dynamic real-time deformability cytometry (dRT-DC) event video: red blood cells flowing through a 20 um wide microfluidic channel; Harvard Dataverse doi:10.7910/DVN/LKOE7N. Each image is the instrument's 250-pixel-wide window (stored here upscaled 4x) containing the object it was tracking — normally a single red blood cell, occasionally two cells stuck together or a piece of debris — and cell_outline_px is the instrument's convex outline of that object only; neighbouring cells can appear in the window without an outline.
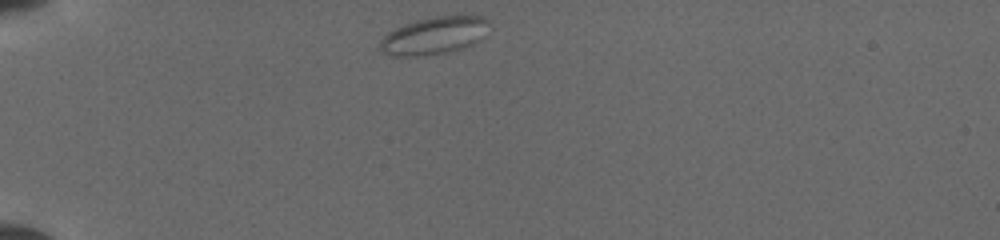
{"species": "common noctule bat (a hibernating species)", "species_latin": "Nyctalus noctula", "temperature_condition": "cold", "stored_images_in_passage": 4, "camera_frame_rate_fps": 3000, "um_per_image_px": 0.085, "animal": {"sex": "female", "body_mass_g": 19.5, "forearm_length_mm": 54.1}, "frame": {"image": 1, "passage_image": 1, "time_ms": 0.0, "image_size_px": [1000, 240], "cell_outline_px": [[484, 20], [472, 44], [464, 48], [448, 52], [412, 56], [396, 56], [384, 52], [380, 48], [380, 40], [388, 32], [396, 28], [420, 20], [436, 16], [480, 16]], "centroid_in_image_um": [36.72, 3.05], "position_along_channel_um": 48.3, "area_um2": 22.2}}
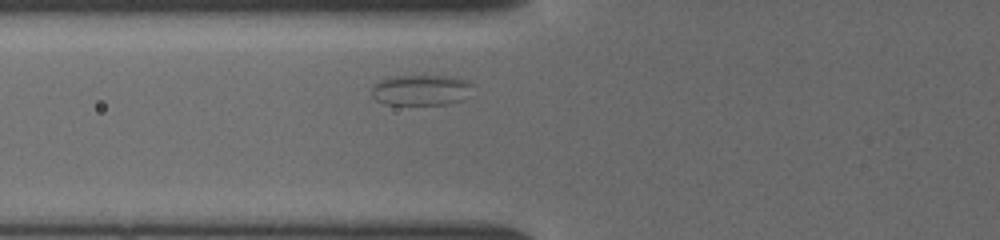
{"frame": {"image": 2, "passage_image": 4, "time_ms": 2.0, "image_size_px": [1000, 240], "cell_outline_px": [[472, 84], [460, 100], [444, 104], [384, 104], [376, 100], [372, 96], [372, 88], [380, 80], [388, 76], [456, 76], [468, 80]], "centroid_in_image_um": [35.72, 7.63], "position_along_channel_um": 90.1, "area_um2": 17.74}}